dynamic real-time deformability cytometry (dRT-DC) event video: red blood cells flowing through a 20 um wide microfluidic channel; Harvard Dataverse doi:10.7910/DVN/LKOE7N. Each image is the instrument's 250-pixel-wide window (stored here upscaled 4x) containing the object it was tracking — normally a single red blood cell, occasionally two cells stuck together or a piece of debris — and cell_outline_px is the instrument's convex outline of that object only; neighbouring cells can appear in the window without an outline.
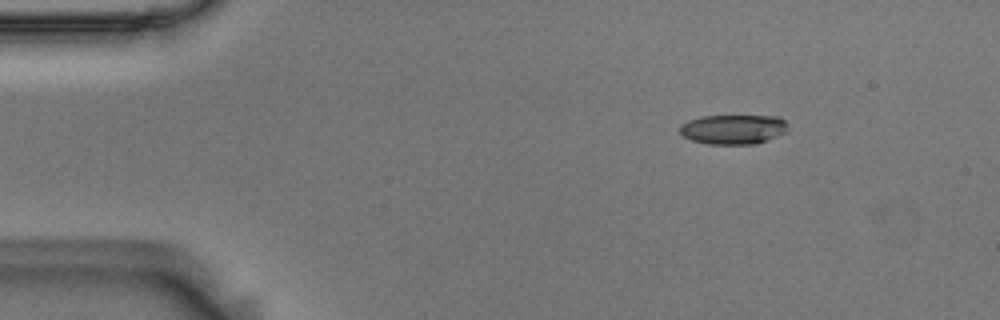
{"species": "Egyptian fruit bat (a non-hibernating species)", "species_latin": "Rousettus aegyptiacus", "temperature_condition": "room temperature", "stored_images_in_passage": 50, "camera_frame_rate_fps": 3000, "um_per_image_px": 0.085, "animal": {"sex": "male"}, "frame": {"image": 1, "passage_image": 3, "time_ms": 0.667, "image_size_px": [1000, 320], "cell_outline_px": [[784, 132], [776, 136], [756, 144], [708, 144], [692, 140], [684, 136], [680, 132], [680, 124], [688, 120], [700, 116], [776, 116], [784, 120]], "centroid_in_image_um": [62.25, 10.99], "position_along_channel_um": 22.8, "area_um2": 18.38}}
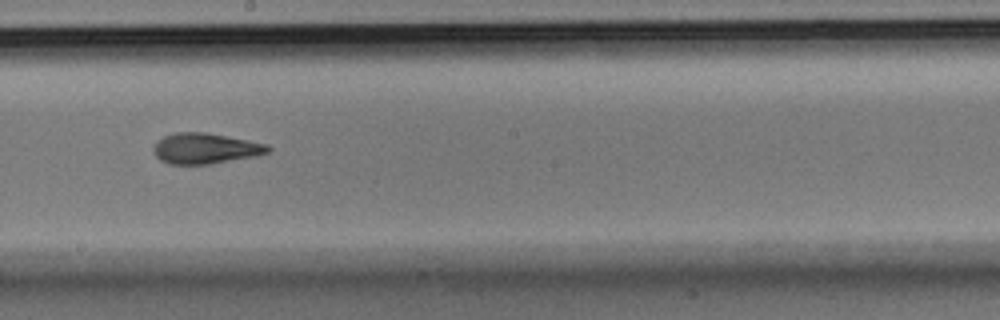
{"frame": {"image": 2, "passage_image": 26, "time_ms": 8.333, "image_size_px": [1000, 320], "cell_outline_px": [[272, 148], [268, 152], [256, 156], [212, 164], [168, 164], [160, 160], [156, 156], [152, 148], [156, 140], [172, 132], [204, 132], [248, 140], [268, 144]], "centroid_in_image_um": [17.43, 12.62], "position_along_channel_um": 230.8, "area_um2": 20.63}}
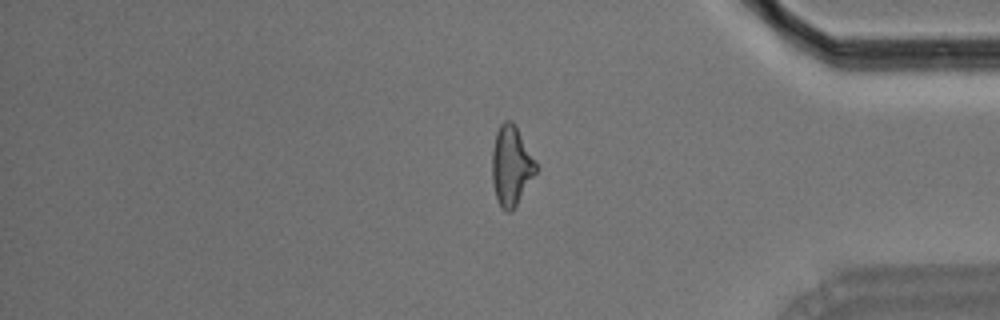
{"frame": {"image": 3, "passage_image": 41, "time_ms": 13.333, "image_size_px": [1000, 320], "cell_outline_px": [[540, 168], [512, 212], [508, 212], [496, 200], [492, 180], [492, 148], [496, 132], [500, 124], [504, 120], [512, 120], [536, 160]], "centroid_in_image_um": [43.47, 14.08], "position_along_channel_um": 391.7, "area_um2": 20.69}, "authors_computed_cell_mechanics": {"area_um2": 20.2878, "velocity_mm_per_s": 3.672, "shape_relaxation_time_tau1_ms": 9.3282, "shape_relaxation_time_tau2_ms": 2.8222, "deformation_change_tau1": 0.2205, "deformation_change_tau2": 0.115}}